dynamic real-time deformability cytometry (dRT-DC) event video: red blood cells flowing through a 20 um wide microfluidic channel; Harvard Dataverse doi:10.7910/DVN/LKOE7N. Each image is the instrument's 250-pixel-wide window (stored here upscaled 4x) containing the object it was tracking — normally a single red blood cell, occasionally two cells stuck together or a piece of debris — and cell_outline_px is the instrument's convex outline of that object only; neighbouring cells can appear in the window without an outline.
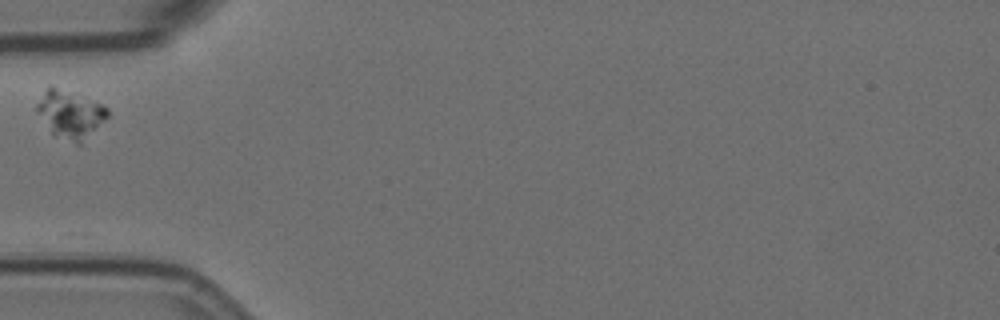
{"species": "Egyptian fruit bat (a non-hibernating species)", "species_latin": "Rousettus aegyptiacus", "temperature_condition": "room temperature", "stored_images_in_passage": 4, "camera_frame_rate_fps": 3000, "um_per_image_px": 0.085, "animal": {"sex": "female"}, "frame": {"image": 1, "passage_image": 2, "time_ms": 1.0, "image_size_px": [1000, 320], "cell_outline_px": [[108, 116], [80, 144], [76, 144], [52, 136], [36, 112], [36, 104], [48, 84], [52, 84], [100, 104], [108, 108]], "centroid_in_image_um": [5.89, 9.71], "position_along_channel_um": 79.1, "area_um2": 19.77}}
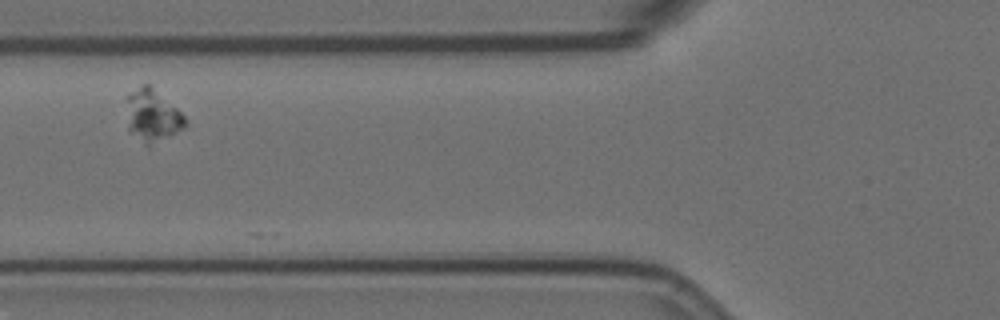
{"frame": {"image": 2, "passage_image": 3, "time_ms": 2.0, "image_size_px": [1000, 320], "cell_outline_px": [[188, 124], [184, 128], [148, 148], [128, 132], [124, 96], [144, 84], [152, 84], [188, 120]], "centroid_in_image_um": [12.91, 9.84], "position_along_channel_um": 112.9, "area_um2": 18.67}}